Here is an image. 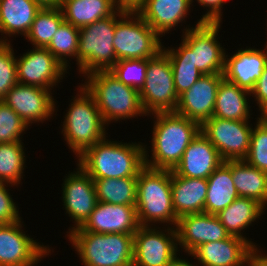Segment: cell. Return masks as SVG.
<instances>
[{"instance_id":"6da1fadb","label":"cell","mask_w":267,"mask_h":266,"mask_svg":"<svg viewBox=\"0 0 267 266\" xmlns=\"http://www.w3.org/2000/svg\"><path fill=\"white\" fill-rule=\"evenodd\" d=\"M148 116L155 120H152V147L144 145L145 166L172 171L181 161L186 148L201 131V126L176 112H157Z\"/></svg>"},{"instance_id":"7a4b0ae2","label":"cell","mask_w":267,"mask_h":266,"mask_svg":"<svg viewBox=\"0 0 267 266\" xmlns=\"http://www.w3.org/2000/svg\"><path fill=\"white\" fill-rule=\"evenodd\" d=\"M106 136L87 148L77 163L92 179L138 177L145 167V143L112 141Z\"/></svg>"},{"instance_id":"3957f363","label":"cell","mask_w":267,"mask_h":266,"mask_svg":"<svg viewBox=\"0 0 267 266\" xmlns=\"http://www.w3.org/2000/svg\"><path fill=\"white\" fill-rule=\"evenodd\" d=\"M81 83L93 96L104 123L147 116L139 91L123 84L108 71H95L85 76ZM112 121V122H111Z\"/></svg>"},{"instance_id":"277c9868","label":"cell","mask_w":267,"mask_h":266,"mask_svg":"<svg viewBox=\"0 0 267 266\" xmlns=\"http://www.w3.org/2000/svg\"><path fill=\"white\" fill-rule=\"evenodd\" d=\"M171 182V170L145 166L140 171L135 206L139 226H156L158 223L176 228L178 218L172 204Z\"/></svg>"},{"instance_id":"5b68a950","label":"cell","mask_w":267,"mask_h":266,"mask_svg":"<svg viewBox=\"0 0 267 266\" xmlns=\"http://www.w3.org/2000/svg\"><path fill=\"white\" fill-rule=\"evenodd\" d=\"M77 87V94L72 96L64 121L61 122V133L75 157H79L87 148L108 135V126L104 123L93 96L82 84Z\"/></svg>"},{"instance_id":"8992f818","label":"cell","mask_w":267,"mask_h":266,"mask_svg":"<svg viewBox=\"0 0 267 266\" xmlns=\"http://www.w3.org/2000/svg\"><path fill=\"white\" fill-rule=\"evenodd\" d=\"M84 266H132L134 234L71 231L66 235Z\"/></svg>"},{"instance_id":"52a82bcc","label":"cell","mask_w":267,"mask_h":266,"mask_svg":"<svg viewBox=\"0 0 267 266\" xmlns=\"http://www.w3.org/2000/svg\"><path fill=\"white\" fill-rule=\"evenodd\" d=\"M126 10L79 28L77 66L83 76L95 71H108L117 58L113 47L116 20Z\"/></svg>"},{"instance_id":"ba28073f","label":"cell","mask_w":267,"mask_h":266,"mask_svg":"<svg viewBox=\"0 0 267 266\" xmlns=\"http://www.w3.org/2000/svg\"><path fill=\"white\" fill-rule=\"evenodd\" d=\"M160 38L136 11H125L115 26L113 47L117 61L154 57L162 50Z\"/></svg>"},{"instance_id":"9c48e42d","label":"cell","mask_w":267,"mask_h":266,"mask_svg":"<svg viewBox=\"0 0 267 266\" xmlns=\"http://www.w3.org/2000/svg\"><path fill=\"white\" fill-rule=\"evenodd\" d=\"M139 94L147 115L175 112L179 96L175 90L168 55L163 49L148 59L145 82Z\"/></svg>"},{"instance_id":"30bf717a","label":"cell","mask_w":267,"mask_h":266,"mask_svg":"<svg viewBox=\"0 0 267 266\" xmlns=\"http://www.w3.org/2000/svg\"><path fill=\"white\" fill-rule=\"evenodd\" d=\"M197 21L182 30L181 40L191 48V62L202 75L223 74L226 51L217 38L222 24Z\"/></svg>"},{"instance_id":"8fae6325","label":"cell","mask_w":267,"mask_h":266,"mask_svg":"<svg viewBox=\"0 0 267 266\" xmlns=\"http://www.w3.org/2000/svg\"><path fill=\"white\" fill-rule=\"evenodd\" d=\"M180 252L176 228L139 226L134 234L132 266H168Z\"/></svg>"},{"instance_id":"7c38bea8","label":"cell","mask_w":267,"mask_h":266,"mask_svg":"<svg viewBox=\"0 0 267 266\" xmlns=\"http://www.w3.org/2000/svg\"><path fill=\"white\" fill-rule=\"evenodd\" d=\"M249 122L212 116L201 126V132L217 149L223 161L244 160L249 152L253 129V124Z\"/></svg>"},{"instance_id":"4fadbf2b","label":"cell","mask_w":267,"mask_h":266,"mask_svg":"<svg viewBox=\"0 0 267 266\" xmlns=\"http://www.w3.org/2000/svg\"><path fill=\"white\" fill-rule=\"evenodd\" d=\"M22 219L0 225V266H37L51 255L49 245L34 240L22 229Z\"/></svg>"},{"instance_id":"5bb4252c","label":"cell","mask_w":267,"mask_h":266,"mask_svg":"<svg viewBox=\"0 0 267 266\" xmlns=\"http://www.w3.org/2000/svg\"><path fill=\"white\" fill-rule=\"evenodd\" d=\"M32 48L16 57L17 81L52 91L69 72L47 48Z\"/></svg>"},{"instance_id":"9a60e30c","label":"cell","mask_w":267,"mask_h":266,"mask_svg":"<svg viewBox=\"0 0 267 266\" xmlns=\"http://www.w3.org/2000/svg\"><path fill=\"white\" fill-rule=\"evenodd\" d=\"M76 164V171H69L62 183L63 208L74 223L67 234L85 223L98 202L93 179Z\"/></svg>"},{"instance_id":"2e32d148","label":"cell","mask_w":267,"mask_h":266,"mask_svg":"<svg viewBox=\"0 0 267 266\" xmlns=\"http://www.w3.org/2000/svg\"><path fill=\"white\" fill-rule=\"evenodd\" d=\"M52 91L36 86L15 84L2 99L30 127L33 123H44L53 118L58 101Z\"/></svg>"},{"instance_id":"e0dca14e","label":"cell","mask_w":267,"mask_h":266,"mask_svg":"<svg viewBox=\"0 0 267 266\" xmlns=\"http://www.w3.org/2000/svg\"><path fill=\"white\" fill-rule=\"evenodd\" d=\"M223 74L203 75L179 95L175 112L202 126L213 116L216 93Z\"/></svg>"},{"instance_id":"ac0fdd59","label":"cell","mask_w":267,"mask_h":266,"mask_svg":"<svg viewBox=\"0 0 267 266\" xmlns=\"http://www.w3.org/2000/svg\"><path fill=\"white\" fill-rule=\"evenodd\" d=\"M178 249L190 254L198 246L228 238L217 215L199 213L180 217L176 225Z\"/></svg>"},{"instance_id":"d6986e66","label":"cell","mask_w":267,"mask_h":266,"mask_svg":"<svg viewBox=\"0 0 267 266\" xmlns=\"http://www.w3.org/2000/svg\"><path fill=\"white\" fill-rule=\"evenodd\" d=\"M139 227L135 206L98 201L85 223L73 231L135 234Z\"/></svg>"},{"instance_id":"ffe728a7","label":"cell","mask_w":267,"mask_h":266,"mask_svg":"<svg viewBox=\"0 0 267 266\" xmlns=\"http://www.w3.org/2000/svg\"><path fill=\"white\" fill-rule=\"evenodd\" d=\"M264 49L246 47L233 55L226 54L223 77L241 88L251 91L267 64V46Z\"/></svg>"},{"instance_id":"44dd1931","label":"cell","mask_w":267,"mask_h":266,"mask_svg":"<svg viewBox=\"0 0 267 266\" xmlns=\"http://www.w3.org/2000/svg\"><path fill=\"white\" fill-rule=\"evenodd\" d=\"M253 249L247 241L229 236L220 241L202 244L187 255L196 259L201 266H247Z\"/></svg>"},{"instance_id":"7402d4cb","label":"cell","mask_w":267,"mask_h":266,"mask_svg":"<svg viewBox=\"0 0 267 266\" xmlns=\"http://www.w3.org/2000/svg\"><path fill=\"white\" fill-rule=\"evenodd\" d=\"M222 162L217 149L200 131L186 148L173 171L178 176L207 179Z\"/></svg>"},{"instance_id":"603a6c76","label":"cell","mask_w":267,"mask_h":266,"mask_svg":"<svg viewBox=\"0 0 267 266\" xmlns=\"http://www.w3.org/2000/svg\"><path fill=\"white\" fill-rule=\"evenodd\" d=\"M194 6L191 0H144L136 10L142 19L160 36L169 34L184 23Z\"/></svg>"},{"instance_id":"cb8c5ba5","label":"cell","mask_w":267,"mask_h":266,"mask_svg":"<svg viewBox=\"0 0 267 266\" xmlns=\"http://www.w3.org/2000/svg\"><path fill=\"white\" fill-rule=\"evenodd\" d=\"M41 8L34 0H0V43H11L10 37L19 34L25 38Z\"/></svg>"},{"instance_id":"d4e9b609","label":"cell","mask_w":267,"mask_h":266,"mask_svg":"<svg viewBox=\"0 0 267 266\" xmlns=\"http://www.w3.org/2000/svg\"><path fill=\"white\" fill-rule=\"evenodd\" d=\"M207 179L178 176L172 170L171 194L176 217L205 213Z\"/></svg>"},{"instance_id":"484cf974","label":"cell","mask_w":267,"mask_h":266,"mask_svg":"<svg viewBox=\"0 0 267 266\" xmlns=\"http://www.w3.org/2000/svg\"><path fill=\"white\" fill-rule=\"evenodd\" d=\"M265 207L257 200L238 197L227 208L217 214L222 225L230 236L239 237L247 241L253 248H258L252 239L244 236L243 232L252 226L264 214ZM243 231V232H242Z\"/></svg>"},{"instance_id":"4316f807","label":"cell","mask_w":267,"mask_h":266,"mask_svg":"<svg viewBox=\"0 0 267 266\" xmlns=\"http://www.w3.org/2000/svg\"><path fill=\"white\" fill-rule=\"evenodd\" d=\"M250 91L223 78L216 93L213 117L249 121L252 114L249 98ZM251 111V112H250Z\"/></svg>"},{"instance_id":"83f0119b","label":"cell","mask_w":267,"mask_h":266,"mask_svg":"<svg viewBox=\"0 0 267 266\" xmlns=\"http://www.w3.org/2000/svg\"><path fill=\"white\" fill-rule=\"evenodd\" d=\"M208 190L205 199V213L217 215L232 204L238 193L231 175V160L222 164L207 178Z\"/></svg>"},{"instance_id":"f1b7e54d","label":"cell","mask_w":267,"mask_h":266,"mask_svg":"<svg viewBox=\"0 0 267 266\" xmlns=\"http://www.w3.org/2000/svg\"><path fill=\"white\" fill-rule=\"evenodd\" d=\"M59 8L65 22L78 28L110 17L119 9L113 0H62Z\"/></svg>"},{"instance_id":"f546056e","label":"cell","mask_w":267,"mask_h":266,"mask_svg":"<svg viewBox=\"0 0 267 266\" xmlns=\"http://www.w3.org/2000/svg\"><path fill=\"white\" fill-rule=\"evenodd\" d=\"M231 175L239 197L257 200L267 209V173L245 160H231Z\"/></svg>"},{"instance_id":"4dcf8cb0","label":"cell","mask_w":267,"mask_h":266,"mask_svg":"<svg viewBox=\"0 0 267 266\" xmlns=\"http://www.w3.org/2000/svg\"><path fill=\"white\" fill-rule=\"evenodd\" d=\"M173 73L174 86L178 96L191 88L203 75L191 62V48L182 40L179 47H165Z\"/></svg>"},{"instance_id":"1f68e13d","label":"cell","mask_w":267,"mask_h":266,"mask_svg":"<svg viewBox=\"0 0 267 266\" xmlns=\"http://www.w3.org/2000/svg\"><path fill=\"white\" fill-rule=\"evenodd\" d=\"M137 178L93 179L97 201L136 206Z\"/></svg>"},{"instance_id":"d6a6232c","label":"cell","mask_w":267,"mask_h":266,"mask_svg":"<svg viewBox=\"0 0 267 266\" xmlns=\"http://www.w3.org/2000/svg\"><path fill=\"white\" fill-rule=\"evenodd\" d=\"M64 21L59 7H42L35 15L25 39L33 45L32 47L46 48Z\"/></svg>"},{"instance_id":"836d02e7","label":"cell","mask_w":267,"mask_h":266,"mask_svg":"<svg viewBox=\"0 0 267 266\" xmlns=\"http://www.w3.org/2000/svg\"><path fill=\"white\" fill-rule=\"evenodd\" d=\"M24 148L23 142L0 143V182L22 184L27 167Z\"/></svg>"},{"instance_id":"e575fe53","label":"cell","mask_w":267,"mask_h":266,"mask_svg":"<svg viewBox=\"0 0 267 266\" xmlns=\"http://www.w3.org/2000/svg\"><path fill=\"white\" fill-rule=\"evenodd\" d=\"M78 41L79 28L64 21L46 48L69 70V61L75 59L77 64Z\"/></svg>"},{"instance_id":"d590c367","label":"cell","mask_w":267,"mask_h":266,"mask_svg":"<svg viewBox=\"0 0 267 266\" xmlns=\"http://www.w3.org/2000/svg\"><path fill=\"white\" fill-rule=\"evenodd\" d=\"M148 59H121L109 71L123 84L140 91L144 85Z\"/></svg>"},{"instance_id":"8d00e7d4","label":"cell","mask_w":267,"mask_h":266,"mask_svg":"<svg viewBox=\"0 0 267 266\" xmlns=\"http://www.w3.org/2000/svg\"><path fill=\"white\" fill-rule=\"evenodd\" d=\"M258 116L252 129L249 152L244 160L267 173V122Z\"/></svg>"},{"instance_id":"74e56055","label":"cell","mask_w":267,"mask_h":266,"mask_svg":"<svg viewBox=\"0 0 267 266\" xmlns=\"http://www.w3.org/2000/svg\"><path fill=\"white\" fill-rule=\"evenodd\" d=\"M28 127L11 107L0 100V143L22 142Z\"/></svg>"},{"instance_id":"f35d334b","label":"cell","mask_w":267,"mask_h":266,"mask_svg":"<svg viewBox=\"0 0 267 266\" xmlns=\"http://www.w3.org/2000/svg\"><path fill=\"white\" fill-rule=\"evenodd\" d=\"M11 43H0V100L18 83L16 56Z\"/></svg>"},{"instance_id":"ab89813d","label":"cell","mask_w":267,"mask_h":266,"mask_svg":"<svg viewBox=\"0 0 267 266\" xmlns=\"http://www.w3.org/2000/svg\"><path fill=\"white\" fill-rule=\"evenodd\" d=\"M9 187L15 185L0 182V225L11 224L22 219L19 213V207L14 202L13 195L10 194Z\"/></svg>"},{"instance_id":"60d3db41","label":"cell","mask_w":267,"mask_h":266,"mask_svg":"<svg viewBox=\"0 0 267 266\" xmlns=\"http://www.w3.org/2000/svg\"><path fill=\"white\" fill-rule=\"evenodd\" d=\"M200 6L205 7L207 10L205 14L201 15V22L207 23H222L223 17V5H225L226 0H195ZM193 3L194 0H191Z\"/></svg>"},{"instance_id":"b9f144b4","label":"cell","mask_w":267,"mask_h":266,"mask_svg":"<svg viewBox=\"0 0 267 266\" xmlns=\"http://www.w3.org/2000/svg\"><path fill=\"white\" fill-rule=\"evenodd\" d=\"M250 95L254 97L260 116L267 113V64L262 75L256 81L254 88L250 91Z\"/></svg>"},{"instance_id":"7bdbcfd3","label":"cell","mask_w":267,"mask_h":266,"mask_svg":"<svg viewBox=\"0 0 267 266\" xmlns=\"http://www.w3.org/2000/svg\"><path fill=\"white\" fill-rule=\"evenodd\" d=\"M247 266H267V254L261 252L259 247L254 248L249 256Z\"/></svg>"},{"instance_id":"ee69618b","label":"cell","mask_w":267,"mask_h":266,"mask_svg":"<svg viewBox=\"0 0 267 266\" xmlns=\"http://www.w3.org/2000/svg\"><path fill=\"white\" fill-rule=\"evenodd\" d=\"M144 0H113L114 4L119 8L126 11H136Z\"/></svg>"},{"instance_id":"f6af8a7d","label":"cell","mask_w":267,"mask_h":266,"mask_svg":"<svg viewBox=\"0 0 267 266\" xmlns=\"http://www.w3.org/2000/svg\"><path fill=\"white\" fill-rule=\"evenodd\" d=\"M180 254H177L168 264V266H198V264H193L190 261H187L188 259H183V257H179Z\"/></svg>"},{"instance_id":"bcb514c9","label":"cell","mask_w":267,"mask_h":266,"mask_svg":"<svg viewBox=\"0 0 267 266\" xmlns=\"http://www.w3.org/2000/svg\"><path fill=\"white\" fill-rule=\"evenodd\" d=\"M41 7H59L62 0H34Z\"/></svg>"},{"instance_id":"7dc6e473","label":"cell","mask_w":267,"mask_h":266,"mask_svg":"<svg viewBox=\"0 0 267 266\" xmlns=\"http://www.w3.org/2000/svg\"><path fill=\"white\" fill-rule=\"evenodd\" d=\"M261 117L267 122V113L263 114Z\"/></svg>"}]
</instances>
